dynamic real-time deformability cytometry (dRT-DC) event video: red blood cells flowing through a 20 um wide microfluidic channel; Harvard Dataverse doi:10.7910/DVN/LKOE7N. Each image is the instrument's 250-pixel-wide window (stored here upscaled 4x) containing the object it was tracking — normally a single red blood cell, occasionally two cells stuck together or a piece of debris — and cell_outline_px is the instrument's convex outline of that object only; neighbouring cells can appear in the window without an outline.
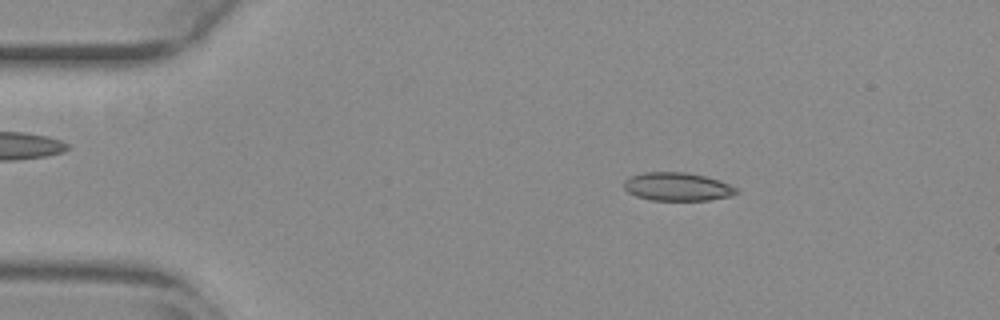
{"species": "common noctule bat (a hibernating species)", "species_latin": "Nyctalus noctula", "temperature_condition": "warm", "stored_images_in_passage": 53, "camera_frame_rate_fps": 3000, "um_per_image_px": 0.085, "animal": {"sex": "female", "body_mass_g": 29.2, "forearm_length_mm": 56.3}, "frame": {"image": 1, "passage_image": 9, "time_ms": 2.667, "image_size_px": [1000, 320], "cell_outline_px": [[740, 192], [732, 196], [708, 200], [652, 200], [636, 196], [628, 192], [624, 188], [624, 180], [632, 176], [644, 172], [684, 172], [704, 176], [720, 180], [736, 188]], "centroid_in_image_um": [57.59, 15.87], "position_along_channel_um": 27.4, "area_um2": 18.5}}
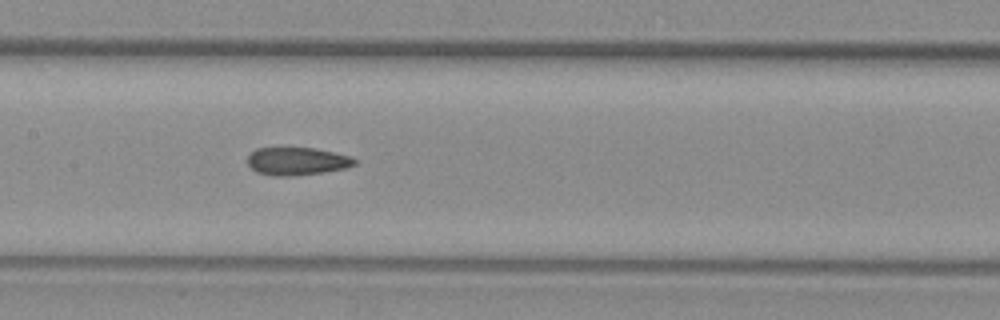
{"frame": {"image": 2, "passage_image": 26, "time_ms": 8.333, "image_size_px": [1000, 320], "cell_outline_px": [[356, 164], [344, 168], [324, 172], [292, 176], [272, 176], [256, 172], [248, 164], [248, 156], [256, 148], [312, 148], [332, 152], [348, 156], [356, 160]], "centroid_in_image_um": [25.2, 13.71], "position_along_channel_um": 182.2, "area_um2": 17.17}}
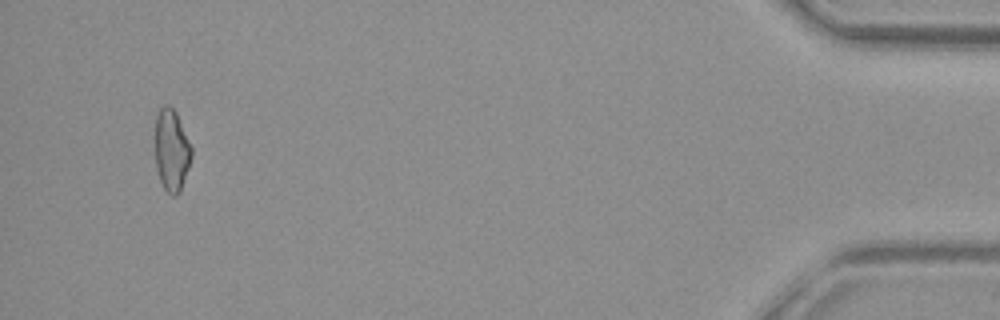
{"frame": {"image": 3, "passage_image": 51, "time_ms": 16.667, "image_size_px": [1000, 320], "cell_outline_px": [[192, 156], [180, 192], [176, 196], [172, 196], [164, 188], [160, 180], [156, 168], [156, 116], [160, 108], [164, 104], [168, 104], [176, 112], [192, 148]], "centroid_in_image_um": [14.59, 12.77], "position_along_channel_um": 420.6, "area_um2": 17.22}}